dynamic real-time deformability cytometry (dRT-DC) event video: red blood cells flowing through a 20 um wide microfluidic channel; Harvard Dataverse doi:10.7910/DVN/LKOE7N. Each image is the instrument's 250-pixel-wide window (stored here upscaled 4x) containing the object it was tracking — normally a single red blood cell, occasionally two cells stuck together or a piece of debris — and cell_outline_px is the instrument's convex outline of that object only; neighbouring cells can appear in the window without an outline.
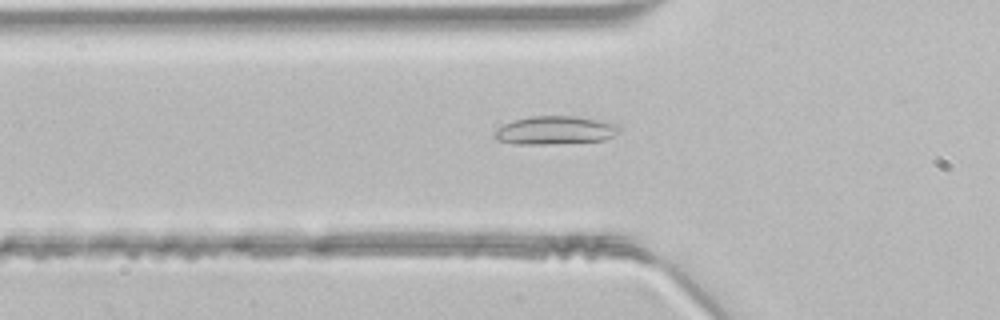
{"species": "common noctule bat (a hibernating species)", "species_latin": "Nyctalus noctula", "temperature_condition": "room temperature", "stored_images_in_passage": 35, "camera_frame_rate_fps": 3000, "um_per_image_px": 0.085, "animal": {"sex": "male", "body_mass_g": 21.5, "forearm_length_mm": 52.0}, "frame": {"image": 1, "passage_image": 3, "time_ms": 0.667, "image_size_px": [1000, 320], "cell_outline_px": [[620, 132], [604, 140], [544, 144], [512, 144], [496, 140], [492, 136], [504, 124], [516, 120], [532, 116], [576, 116], [616, 124], [620, 128]], "centroid_in_image_um": [47.17, 11.08], "position_along_channel_um": 78.6, "area_um2": 20.29}}
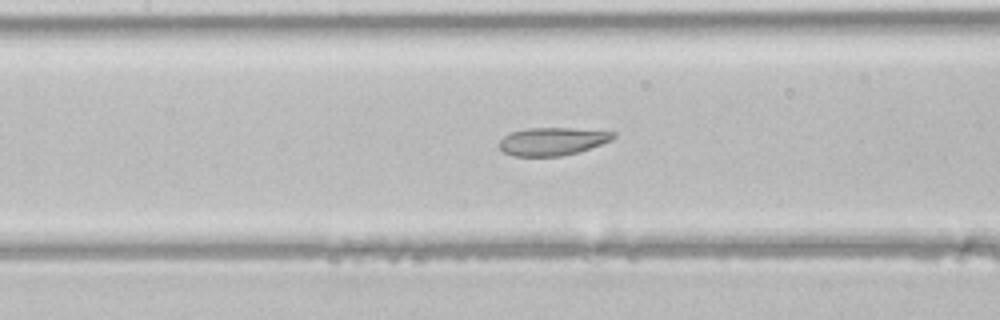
{"frame": {"image": 2, "passage_image": 9, "time_ms": 2.667, "image_size_px": [1000, 320], "cell_outline_px": [[616, 136], [612, 140], [580, 152], [560, 156], [512, 156], [504, 152], [500, 148], [500, 140], [508, 132], [528, 128], [572, 128], [616, 132]], "centroid_in_image_um": [46.96, 12.01], "position_along_channel_um": 160.4, "area_um2": 18.67}}
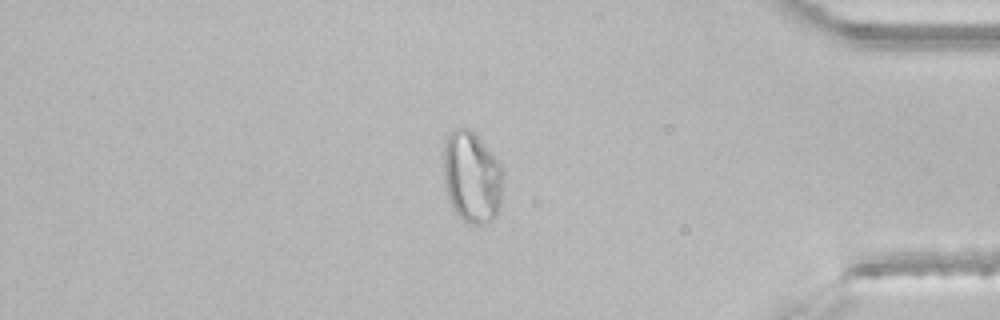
{"frame": {"image": 3, "passage_image": 28, "time_ms": 9.0, "image_size_px": [1000, 320], "cell_outline_px": [[504, 172], [500, 204], [496, 216], [488, 224], [468, 224], [452, 208], [448, 200], [444, 184], [444, 148], [448, 136], [456, 128], [468, 128], [480, 140], [500, 164]], "centroid_in_image_um": [40.11, 15.11], "position_along_channel_um": 395.1, "area_um2": 31.73}}